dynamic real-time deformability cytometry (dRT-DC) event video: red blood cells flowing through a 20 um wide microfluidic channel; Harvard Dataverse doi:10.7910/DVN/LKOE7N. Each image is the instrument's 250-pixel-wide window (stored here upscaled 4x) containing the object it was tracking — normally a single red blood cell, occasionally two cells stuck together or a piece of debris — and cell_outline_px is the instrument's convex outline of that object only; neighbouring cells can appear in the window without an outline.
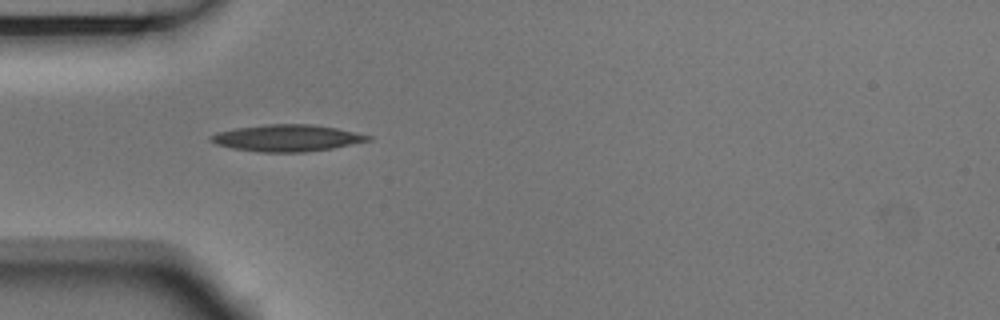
{"species": "Egyptian fruit bat (a non-hibernating species)", "species_latin": "Rousettus aegyptiacus", "temperature_condition": "room temperature", "stored_images_in_passage": 2, "camera_frame_rate_fps": 3000, "um_per_image_px": 0.085, "animal": {"sex": "male"}, "frame": {"image": 1, "passage_image": 1, "time_ms": 0.0, "image_size_px": [1000, 320], "cell_outline_px": [[372, 140], [332, 148], [304, 152], [260, 152], [232, 148], [216, 144], [208, 140], [208, 136], [216, 132], [232, 128], [264, 124], [312, 124], [336, 128], [372, 136]], "centroid_in_image_um": [24.33, 11.72], "position_along_channel_um": 60.7, "area_um2": 24.62}}
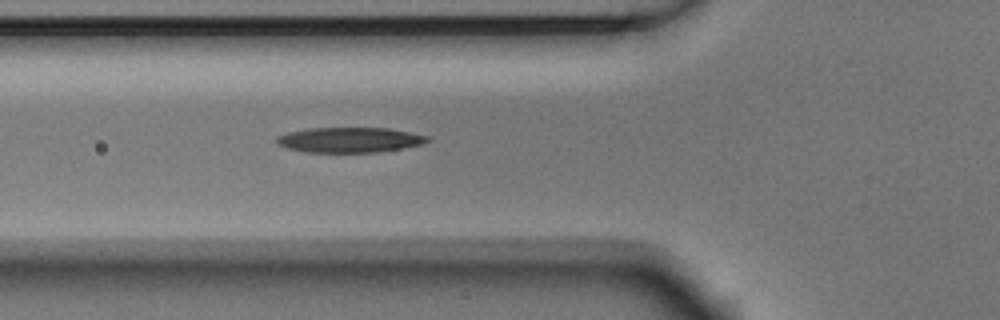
{"frame": {"image": 2, "passage_image": 2, "time_ms": 0.333, "image_size_px": [1000, 320], "cell_outline_px": [[432, 140], [420, 144], [400, 148], [376, 152], [304, 152], [288, 148], [276, 144], [276, 136], [288, 132], [308, 128], [388, 128], [428, 136]], "centroid_in_image_um": [29.66, 11.88], "position_along_channel_um": 96.1, "area_um2": 21.96}}